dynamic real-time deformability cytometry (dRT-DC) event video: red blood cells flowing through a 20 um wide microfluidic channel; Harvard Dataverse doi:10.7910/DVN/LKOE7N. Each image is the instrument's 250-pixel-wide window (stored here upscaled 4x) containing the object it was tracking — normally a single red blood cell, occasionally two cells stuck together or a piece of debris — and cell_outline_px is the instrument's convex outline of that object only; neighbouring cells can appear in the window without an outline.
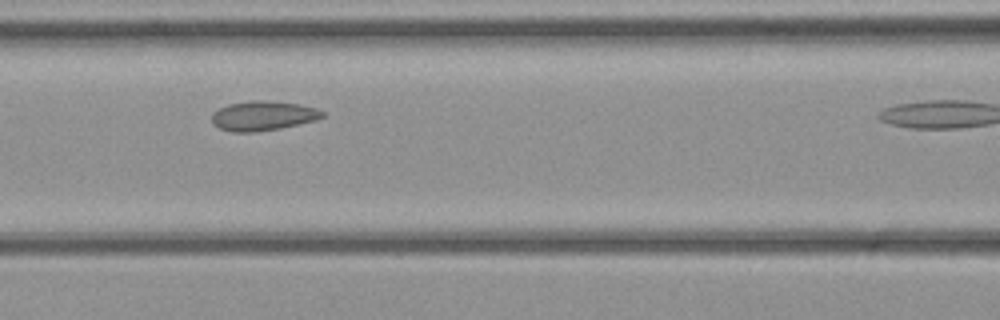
{"species": "common noctule bat (a hibernating species)", "species_latin": "Nyctalus noctula", "temperature_condition": "cold", "stored_images_in_passage": 9, "camera_frame_rate_fps": 3000, "um_per_image_px": 0.085, "animal": {"sex": "female", "body_mass_g": 21.9}, "frame": {"image": 1, "passage_image": 6, "time_ms": 1.667, "image_size_px": [1000, 320], "cell_outline_px": [[324, 116], [316, 120], [280, 128], [252, 132], [232, 132], [220, 128], [212, 124], [212, 112], [228, 104], [252, 100], [264, 100], [300, 104], [316, 108], [324, 112]], "centroid_in_image_um": [22.34, 9.83], "position_along_channel_um": 144.3, "area_um2": 19.02}}